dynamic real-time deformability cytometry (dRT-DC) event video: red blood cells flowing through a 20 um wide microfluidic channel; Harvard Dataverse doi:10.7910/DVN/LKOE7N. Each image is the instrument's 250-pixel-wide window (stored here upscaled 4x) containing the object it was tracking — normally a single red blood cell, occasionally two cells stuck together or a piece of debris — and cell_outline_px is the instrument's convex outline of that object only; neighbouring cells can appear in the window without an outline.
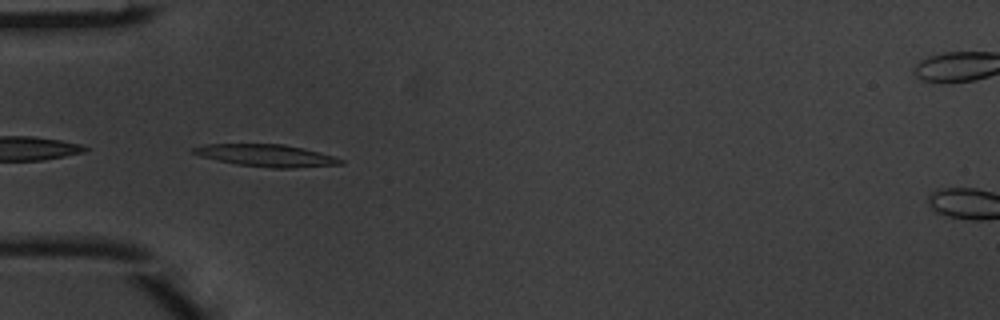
{"species": "common noctule bat (a hibernating species)", "species_latin": "Nyctalus noctula", "temperature_condition": "warm", "stored_images_in_passage": 5, "camera_frame_rate_fps": 3000, "um_per_image_px": 0.085, "animal": {"sex": "male", "body_mass_g": 20.1, "forearm_length_mm": 53.5}, "frame": {"image": 1, "passage_image": 5, "time_ms": 1.333, "image_size_px": [1000, 320], "cell_outline_px": [[344, 164], [292, 168], [272, 168], [236, 164], [216, 160], [200, 156], [192, 152], [192, 148], [204, 144], [284, 144], [304, 148], [332, 156], [344, 160]], "centroid_in_image_um": [22.63, 13.22], "position_along_channel_um": 62.4, "area_um2": 18.96}}